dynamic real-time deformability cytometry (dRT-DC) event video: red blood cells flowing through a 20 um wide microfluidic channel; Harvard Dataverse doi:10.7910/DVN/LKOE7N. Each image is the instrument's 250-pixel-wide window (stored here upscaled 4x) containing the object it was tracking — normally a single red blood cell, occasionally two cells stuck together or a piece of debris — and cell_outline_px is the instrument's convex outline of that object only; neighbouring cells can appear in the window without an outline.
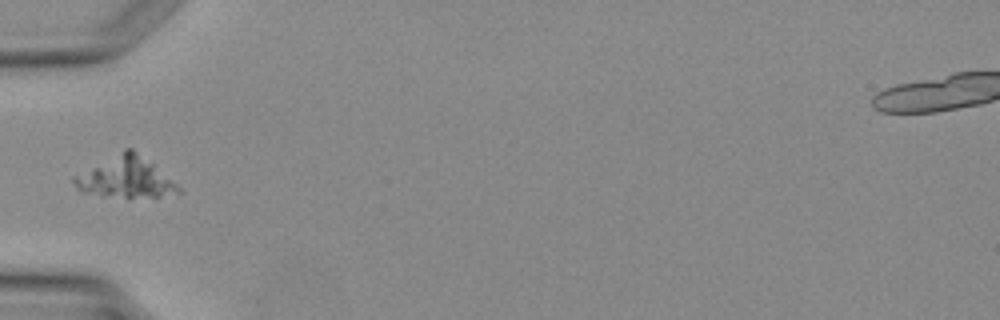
{"species": "Egyptian fruit bat (a non-hibernating species)", "species_latin": "Rousettus aegyptiacus", "temperature_condition": "warm", "stored_images_in_passage": 4, "camera_frame_rate_fps": 3000, "um_per_image_px": 0.085, "animal": {"sex": "female"}, "frame": {"image": 1, "passage_image": 4, "time_ms": 4.0, "image_size_px": [1000, 320], "cell_outline_px": [[180, 192], [160, 196], [100, 196], [84, 192], [72, 180], [72, 176], [124, 148], [132, 148], [152, 164], [176, 184], [180, 188]], "centroid_in_image_um": [10.61, 15.06], "position_along_channel_um": 74.4, "area_um2": 24.04}}